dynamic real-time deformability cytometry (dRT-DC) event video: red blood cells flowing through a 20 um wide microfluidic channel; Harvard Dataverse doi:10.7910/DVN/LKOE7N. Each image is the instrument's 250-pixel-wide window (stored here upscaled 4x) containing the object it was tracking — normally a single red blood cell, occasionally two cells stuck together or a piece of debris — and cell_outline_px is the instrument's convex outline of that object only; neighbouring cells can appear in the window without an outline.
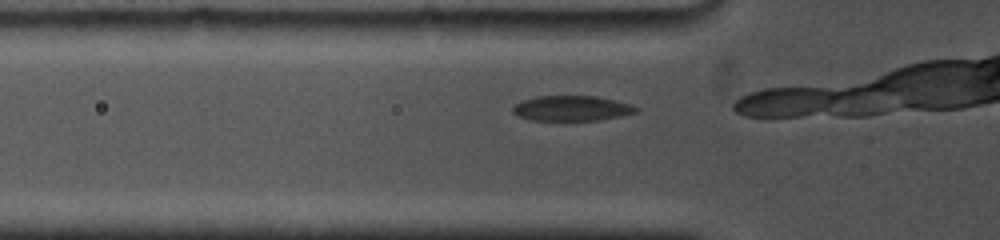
{"species": "common noctule bat (a hibernating species)", "species_latin": "Nyctalus noctula", "temperature_condition": "cold", "stored_images_in_passage": 4, "camera_frame_rate_fps": 5000, "um_per_image_px": 0.085, "animal": {"sex": "female", "body_mass_g": 19.0, "forearm_length_mm": 53.3}, "frame": {"image": 1, "passage_image": 2, "time_ms": 0.2, "image_size_px": [1000, 240], "cell_outline_px": [[640, 108], [636, 112], [620, 116], [600, 120], [532, 120], [516, 116], [512, 112], [512, 108], [516, 104], [524, 100], [536, 96], [596, 96], [628, 104]], "centroid_in_image_um": [48.56, 9.21], "position_along_channel_um": 77.2, "area_um2": 17.92}}